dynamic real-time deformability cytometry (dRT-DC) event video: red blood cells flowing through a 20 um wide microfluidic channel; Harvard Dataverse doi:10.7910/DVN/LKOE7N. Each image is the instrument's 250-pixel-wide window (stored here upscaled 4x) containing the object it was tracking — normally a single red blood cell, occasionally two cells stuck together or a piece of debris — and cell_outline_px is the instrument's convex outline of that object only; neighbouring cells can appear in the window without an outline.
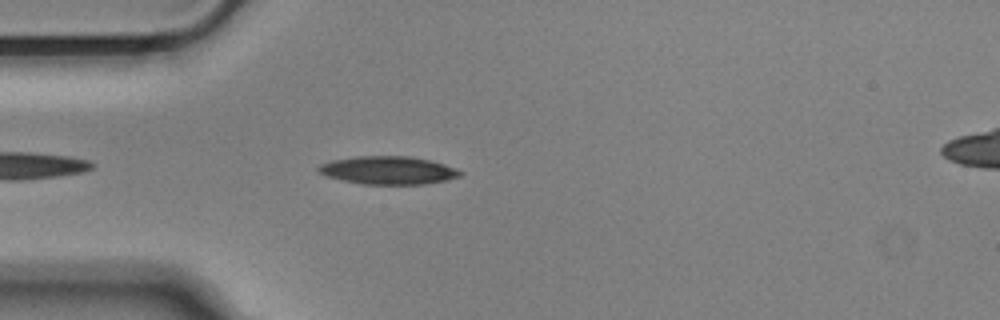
{"species": "Egyptian fruit bat (a non-hibernating species)", "species_latin": "Rousettus aegyptiacus", "temperature_condition": "cold", "stored_images_in_passage": 12, "camera_frame_rate_fps": 3000, "um_per_image_px": 0.085, "animal": {"sex": "male"}, "frame": {"image": 1, "passage_image": 4, "time_ms": 1.0, "image_size_px": [1000, 320], "cell_outline_px": [[464, 172], [460, 176], [448, 180], [424, 184], [360, 184], [328, 176], [320, 172], [316, 168], [320, 164], [332, 160], [356, 156], [408, 156], [432, 160], [456, 168]], "centroid_in_image_um": [33.04, 14.47], "position_along_channel_um": 52.0, "area_um2": 23.18}}
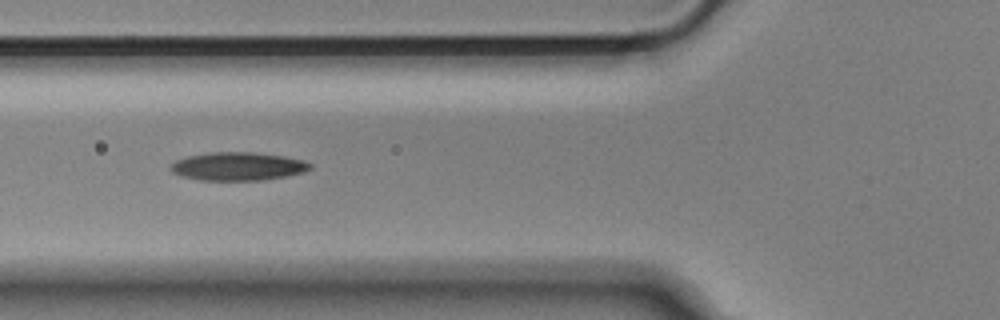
{"frame": {"image": 2, "passage_image": 9, "time_ms": 2.667, "image_size_px": [1000, 320], "cell_outline_px": [[312, 168], [304, 172], [284, 176], [260, 180], [200, 180], [180, 176], [172, 172], [168, 168], [176, 160], [188, 156], [208, 152], [252, 152], [284, 156], [304, 160], [312, 164]], "centroid_in_image_um": [20.2, 14.13], "position_along_channel_um": 105.6, "area_um2": 23.0}}